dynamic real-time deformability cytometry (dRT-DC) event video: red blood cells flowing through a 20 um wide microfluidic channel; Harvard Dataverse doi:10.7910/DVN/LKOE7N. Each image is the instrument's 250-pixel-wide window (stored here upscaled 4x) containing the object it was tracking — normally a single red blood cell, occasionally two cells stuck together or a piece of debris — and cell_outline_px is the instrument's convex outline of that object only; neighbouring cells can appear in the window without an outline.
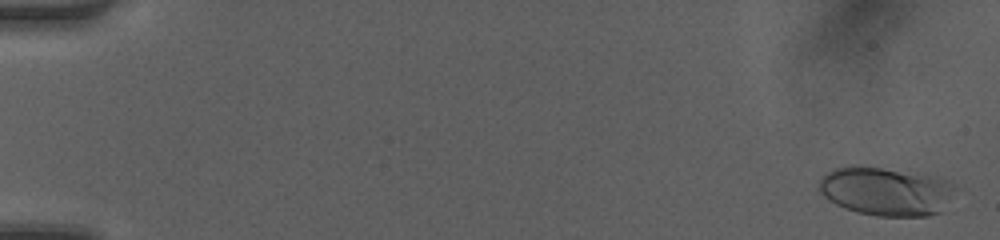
{"species": "human", "species_latin": "Homo sapiens", "temperature_condition": "room temperature", "stored_images_in_passage": 47, "camera_frame_rate_fps": 3000, "um_per_image_px": 0.085, "donor": {"sex": "female"}, "frame": {"image": 1, "passage_image": 2, "time_ms": 0.333, "image_size_px": [1000, 240], "cell_outline_px": [[952, 188], [940, 212], [928, 216], [876, 216], [856, 212], [844, 208], [828, 200], [816, 188], [820, 180], [832, 168], [848, 164], [856, 164], [924, 172], [940, 176], [948, 180], [952, 184]], "centroid_in_image_um": [75.23, 16.2], "position_along_channel_um": 9.8, "area_um2": 39.3}}
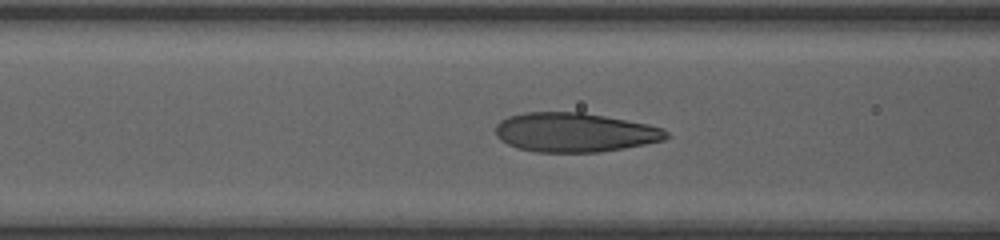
{"frame": {"image": 2, "passage_image": 22, "time_ms": 7.0, "image_size_px": [1000, 240], "cell_outline_px": [[668, 136], [664, 140], [644, 144], [596, 152], [536, 152], [516, 148], [500, 140], [496, 136], [496, 124], [500, 120], [508, 116], [524, 112], [584, 112], [648, 124], [664, 128], [668, 132]], "centroid_in_image_um": [48.81, 11.24], "position_along_channel_um": 117.8, "area_um2": 39.07}}
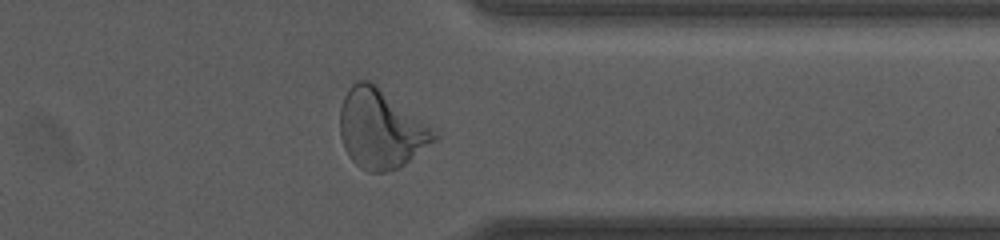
{"frame": {"image": 3, "passage_image": 41, "time_ms": 13.333, "image_size_px": [1000, 240], "cell_outline_px": [[440, 136], [436, 140], [400, 168], [384, 172], [368, 172], [360, 168], [348, 156], [344, 148], [340, 136], [340, 108], [344, 96], [348, 88], [356, 80], [368, 80], [440, 128]], "centroid_in_image_um": [32.45, 10.96], "position_along_channel_um": 379.0, "area_um2": 44.45}}